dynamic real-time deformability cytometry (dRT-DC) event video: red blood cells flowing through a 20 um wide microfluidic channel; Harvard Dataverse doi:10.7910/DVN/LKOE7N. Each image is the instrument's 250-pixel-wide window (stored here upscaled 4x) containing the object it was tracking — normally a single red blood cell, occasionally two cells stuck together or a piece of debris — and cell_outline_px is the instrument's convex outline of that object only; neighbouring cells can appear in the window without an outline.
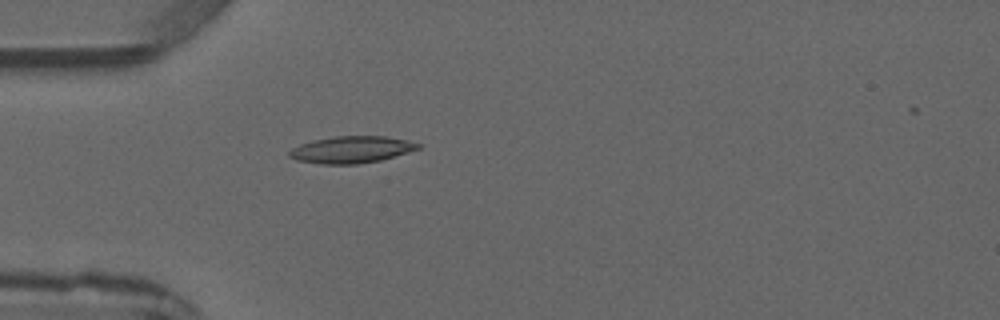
{"species": "common noctule bat (a hibernating species)", "species_latin": "Nyctalus noctula", "temperature_condition": "warm", "stored_images_in_passage": 6, "camera_frame_rate_fps": 3000, "um_per_image_px": 0.085, "animal": {"sex": "male", "forearm_length_mm": 52.5}, "frame": {"image": 1, "passage_image": 5, "time_ms": 5.333, "image_size_px": [1000, 320], "cell_outline_px": [[420, 148], [380, 160], [356, 164], [320, 164], [296, 160], [288, 156], [288, 152], [292, 148], [300, 144], [312, 140], [336, 136], [384, 136], [408, 140], [420, 144]], "centroid_in_image_um": [29.82, 12.71], "position_along_channel_um": 55.2, "area_um2": 20.06}}